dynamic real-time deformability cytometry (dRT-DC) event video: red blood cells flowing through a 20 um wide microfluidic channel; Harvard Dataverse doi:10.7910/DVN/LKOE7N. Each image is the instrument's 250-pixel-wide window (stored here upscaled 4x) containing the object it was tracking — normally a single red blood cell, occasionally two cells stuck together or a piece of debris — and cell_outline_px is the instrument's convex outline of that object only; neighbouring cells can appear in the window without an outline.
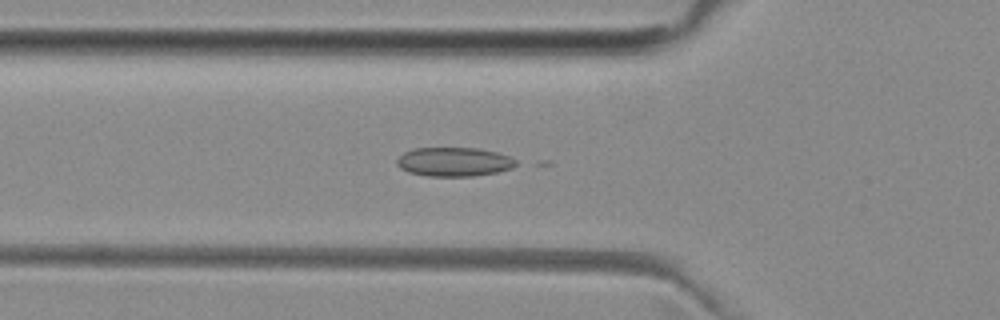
{"species": "common noctule bat (a hibernating species)", "species_latin": "Nyctalus noctula", "temperature_condition": "room temperature", "stored_images_in_passage": 52, "camera_frame_rate_fps": 3000, "um_per_image_px": 0.085, "animal": {"sex": "female", "body_mass_g": 29.2, "forearm_length_mm": 56.3}, "frame": {"image": 1, "passage_image": 18, "time_ms": 5.667, "image_size_px": [1000, 320], "cell_outline_px": [[520, 164], [512, 168], [496, 172], [472, 176], [428, 176], [408, 172], [400, 168], [396, 164], [396, 160], [404, 152], [412, 148], [476, 148], [496, 152], [512, 156], [520, 160]], "centroid_in_image_um": [38.64, 13.75], "position_along_channel_um": 87.2, "area_um2": 20.4}}
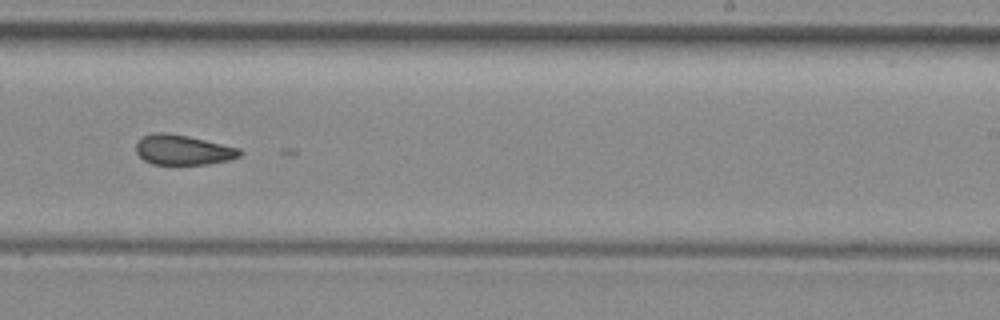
{"frame": {"image": 2, "passage_image": 32, "time_ms": 10.333, "image_size_px": [1000, 320], "cell_outline_px": [[244, 152], [240, 156], [228, 160], [208, 164], [152, 164], [144, 160], [136, 152], [136, 144], [144, 136], [152, 132], [168, 132], [188, 136], [240, 148]], "centroid_in_image_um": [15.57, 12.73], "position_along_channel_um": 273.4, "area_um2": 18.15}}
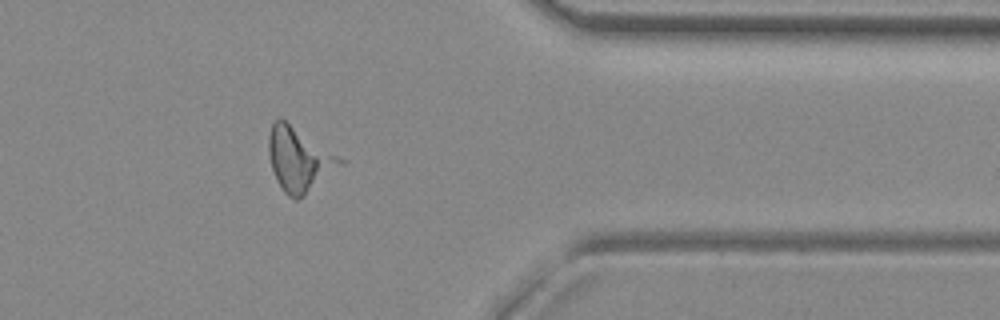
{"frame": {"image": 3, "passage_image": 42, "time_ms": 13.667, "image_size_px": [1000, 320], "cell_outline_px": [[344, 164], [304, 196], [296, 200], [288, 196], [284, 192], [276, 180], [268, 156], [268, 136], [272, 124], [280, 116], [344, 160]], "centroid_in_image_um": [25.4, 13.55], "position_along_channel_um": 386.0, "area_um2": 26.47}}